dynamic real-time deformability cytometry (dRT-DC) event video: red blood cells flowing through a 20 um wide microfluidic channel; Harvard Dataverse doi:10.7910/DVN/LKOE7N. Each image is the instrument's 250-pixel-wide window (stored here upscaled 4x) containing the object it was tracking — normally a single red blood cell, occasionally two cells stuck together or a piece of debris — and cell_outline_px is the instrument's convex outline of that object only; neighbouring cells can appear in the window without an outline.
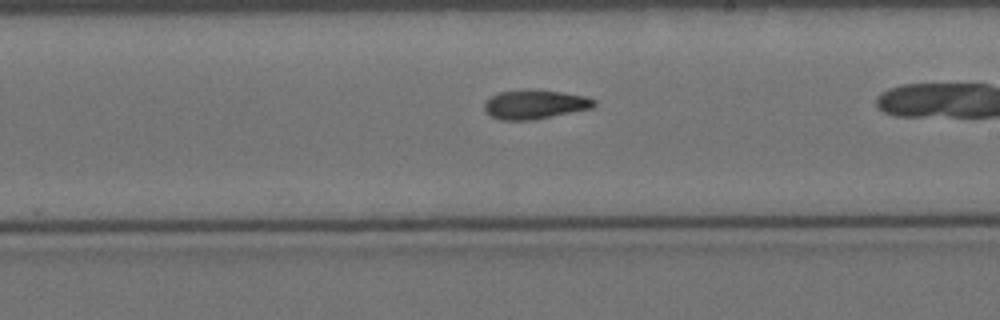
{"species": "Egyptian fruit bat (a non-hibernating species)", "species_latin": "Rousettus aegyptiacus", "temperature_condition": "cold", "stored_images_in_passage": 23, "camera_frame_rate_fps": 3000, "um_per_image_px": 0.085, "animal": {"sex": "female"}, "frame": {"image": 1, "passage_image": 13, "time_ms": 4.0, "image_size_px": [1000, 320], "cell_outline_px": [[596, 104], [592, 108], [532, 120], [500, 120], [484, 112], [484, 100], [500, 92], [560, 92], [584, 96], [596, 100]], "centroid_in_image_um": [45.44, 8.92], "position_along_channel_um": 243.6, "area_um2": 17.86}}
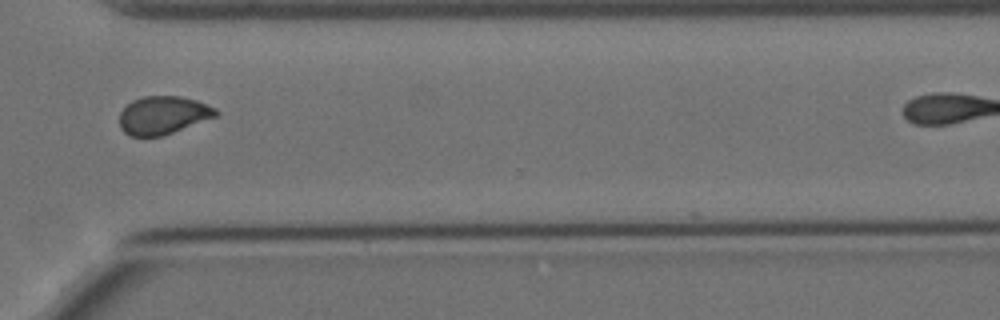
{"frame": {"image": 2, "passage_image": 17, "time_ms": 5.333, "image_size_px": [1000, 320], "cell_outline_px": [[220, 112], [216, 116], [172, 132], [160, 136], [128, 136], [120, 128], [120, 112], [132, 100], [144, 96], [180, 96], [196, 100], [216, 108]], "centroid_in_image_um": [13.84, 9.78], "position_along_channel_um": 356.8, "area_um2": 21.21}}